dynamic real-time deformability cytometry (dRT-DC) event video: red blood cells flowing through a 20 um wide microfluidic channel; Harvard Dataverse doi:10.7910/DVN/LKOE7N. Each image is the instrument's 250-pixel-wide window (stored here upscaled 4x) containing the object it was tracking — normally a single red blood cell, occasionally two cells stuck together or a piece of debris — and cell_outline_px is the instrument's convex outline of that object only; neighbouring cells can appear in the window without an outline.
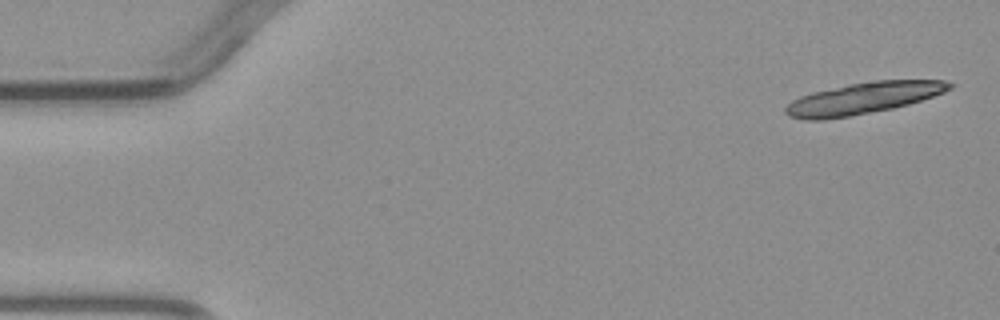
{"species": "common noctule bat (a hibernating species)", "species_latin": "Nyctalus noctula", "temperature_condition": "warm", "stored_images_in_passage": 5, "camera_frame_rate_fps": 3000, "um_per_image_px": 0.085, "animal": {"sex": "male", "body_mass_g": 23.1, "forearm_length_mm": 52.7}, "frame": {"image": 1, "passage_image": 1, "time_ms": 0.0, "image_size_px": [1000, 320], "cell_outline_px": [[956, 84], [952, 88], [944, 92], [908, 104], [892, 108], [848, 116], [824, 120], [804, 120], [788, 116], [784, 112], [784, 108], [792, 100], [800, 96], [812, 92], [848, 84], [876, 80], [944, 80]], "centroid_in_image_um": [73.34, 8.35], "position_along_channel_um": 11.7, "area_um2": 30.06}}